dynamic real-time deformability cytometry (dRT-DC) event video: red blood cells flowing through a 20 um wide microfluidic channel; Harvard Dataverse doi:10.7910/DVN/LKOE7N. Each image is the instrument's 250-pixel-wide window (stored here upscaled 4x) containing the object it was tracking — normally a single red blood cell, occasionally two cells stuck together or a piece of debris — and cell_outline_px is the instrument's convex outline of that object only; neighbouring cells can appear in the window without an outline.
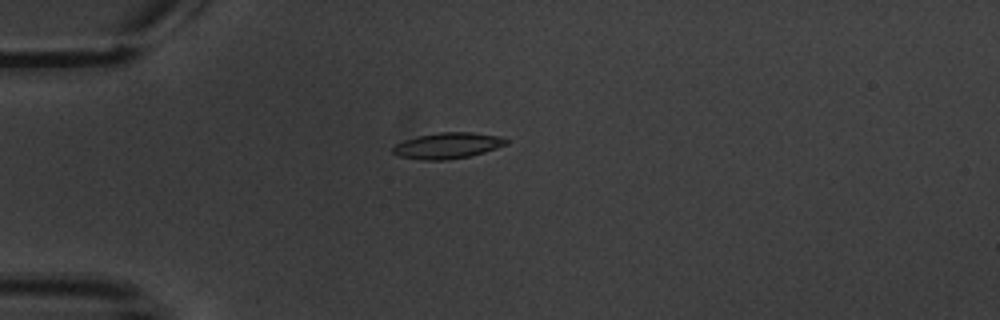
{"species": "common noctule bat (a hibernating species)", "species_latin": "Nyctalus noctula", "temperature_condition": "warm", "stored_images_in_passage": 14, "camera_frame_rate_fps": 3000, "um_per_image_px": 0.085, "animal": {"sex": "male", "body_mass_g": 20.1, "forearm_length_mm": 53.5}, "frame": {"image": 1, "passage_image": 3, "time_ms": 3.0, "image_size_px": [1000, 320], "cell_outline_px": [[508, 144], [484, 152], [468, 156], [448, 160], [424, 160], [400, 156], [392, 152], [392, 148], [396, 144], [404, 140], [416, 136], [440, 132], [472, 132], [500, 136], [508, 140]], "centroid_in_image_um": [38.05, 12.37], "position_along_channel_um": 47.0, "area_um2": 17.11}}
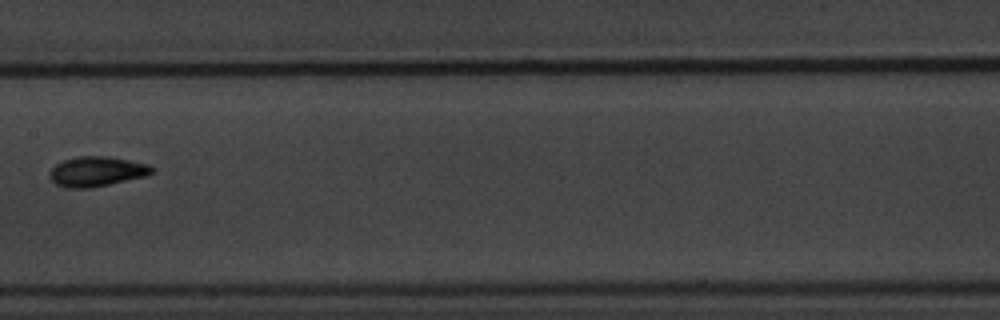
{"frame": {"image": 2, "passage_image": 7, "time_ms": 8.0, "image_size_px": [1000, 320], "cell_outline_px": [[156, 172], [148, 176], [92, 188], [64, 188], [56, 184], [48, 176], [48, 172], [56, 164], [64, 160], [80, 156], [108, 156], [148, 164], [156, 168]], "centroid_in_image_um": [8.26, 14.59], "position_along_channel_um": 199.1, "area_um2": 18.15}}
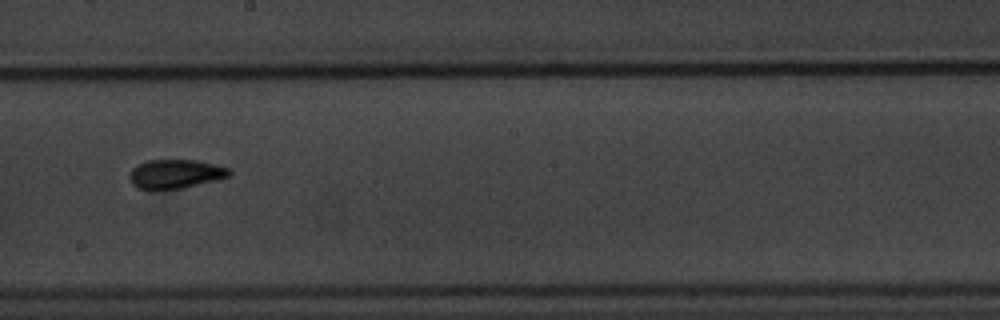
{"frame": {"image": 3, "passage_image": 8, "time_ms": 9.0, "image_size_px": [1000, 320], "cell_outline_px": [[232, 172], [228, 176], [216, 180], [184, 188], [136, 188], [132, 184], [128, 176], [128, 172], [132, 168], [148, 160], [196, 160], [228, 168]], "centroid_in_image_um": [14.89, 14.77], "position_along_channel_um": 233.3, "area_um2": 16.59}, "authors_computed_cell_mechanics": {"area_um2": 16.2707, "velocity_mm_per_s": 3.4368, "shape_relaxation_time_tau1_ms": 5.2805, "shape_relaxation_time_tau2_ms": 2.9262, "deformation_change_tau1": 0.1389, "deformation_change_tau2": 0.0681}}